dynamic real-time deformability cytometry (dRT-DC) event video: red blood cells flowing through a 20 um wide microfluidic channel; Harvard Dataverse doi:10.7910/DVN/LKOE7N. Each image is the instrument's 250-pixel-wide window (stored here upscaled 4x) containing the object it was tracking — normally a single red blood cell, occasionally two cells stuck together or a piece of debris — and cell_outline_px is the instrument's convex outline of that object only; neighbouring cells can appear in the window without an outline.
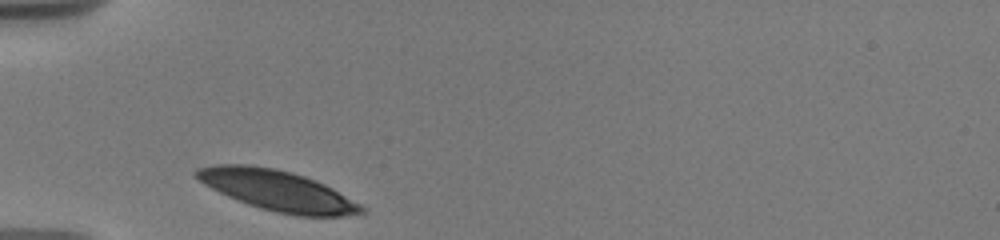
{"species": "human", "species_latin": "Homo sapiens", "temperature_condition": "warm", "stored_images_in_passage": 21, "camera_frame_rate_fps": 3000, "um_per_image_px": 0.085, "donor": {"sex": "male"}, "frame": {"image": 1, "passage_image": 1, "time_ms": 0.0, "image_size_px": [1000, 240], "cell_outline_px": [[368, 208], [364, 212], [344, 216], [296, 216], [276, 212], [260, 208], [248, 204], [228, 196], [204, 184], [192, 172], [196, 168], [216, 164], [244, 164], [276, 168], [292, 172], [316, 180], [332, 188]], "centroid_in_image_um": [23.6, 16.19], "position_along_channel_um": 61.4, "area_um2": 38.84}}
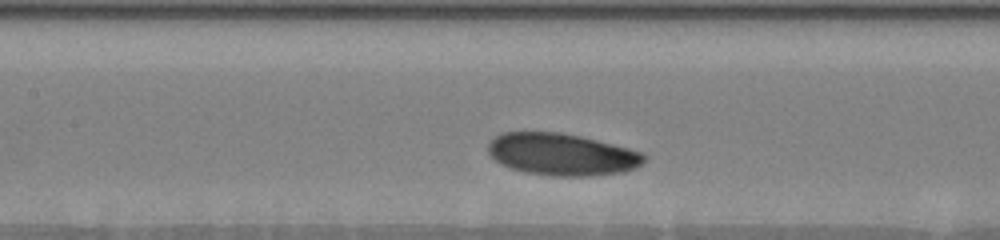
{"frame": {"image": 2, "passage_image": 10, "time_ms": 3.0, "image_size_px": [1000, 240], "cell_outline_px": [[648, 156], [636, 168], [624, 172], [592, 176], [552, 176], [524, 172], [500, 164], [488, 152], [488, 144], [500, 132], [560, 132], [580, 136], [644, 152]], "centroid_in_image_um": [47.77, 13.13], "position_along_channel_um": 159.6, "area_um2": 38.32}}
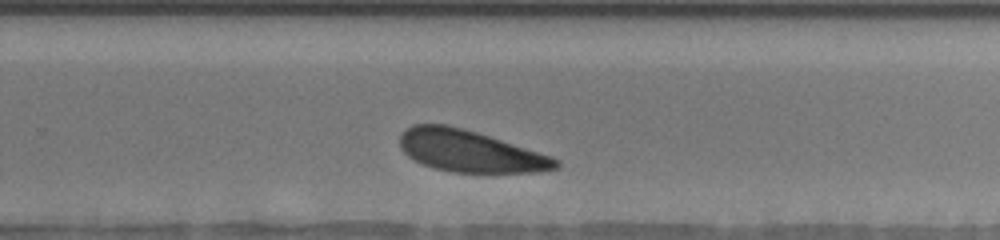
{"frame": {"image": 3, "passage_image": 21, "time_ms": 6.667, "image_size_px": [1000, 240], "cell_outline_px": [[560, 164], [556, 168], [544, 172], [452, 172], [432, 168], [420, 164], [408, 156], [400, 148], [400, 136], [412, 124], [444, 124], [476, 132], [552, 156], [560, 160]], "centroid_in_image_um": [39.94, 12.86], "position_along_channel_um": 289.9, "area_um2": 37.74}}